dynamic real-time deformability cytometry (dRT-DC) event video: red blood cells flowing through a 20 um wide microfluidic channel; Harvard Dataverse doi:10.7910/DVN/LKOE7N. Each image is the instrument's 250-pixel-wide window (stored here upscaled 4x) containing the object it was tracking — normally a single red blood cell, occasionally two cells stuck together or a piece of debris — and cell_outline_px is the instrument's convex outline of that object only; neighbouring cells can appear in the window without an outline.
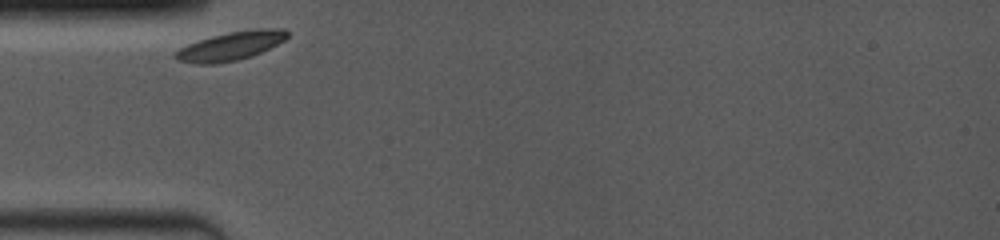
{"species": "common noctule bat (a hibernating species)", "species_latin": "Nyctalus noctula", "temperature_condition": "room temperature", "stored_images_in_passage": 20, "camera_frame_rate_fps": 4000, "um_per_image_px": 0.085, "animal": {"sex": "female", "body_mass_g": 19.0, "forearm_length_mm": 53.3}, "frame": {"image": 1, "passage_image": 1, "time_ms": 0.0, "image_size_px": [1000, 240], "cell_outline_px": [[288, 36], [284, 40], [252, 56], [236, 60], [216, 64], [196, 64], [176, 60], [172, 56], [180, 48], [188, 44], [212, 36], [228, 32], [256, 28], [284, 28], [288, 32]], "centroid_in_image_um": [19.6, 3.91], "position_along_channel_um": 65.4, "area_um2": 18.61}}
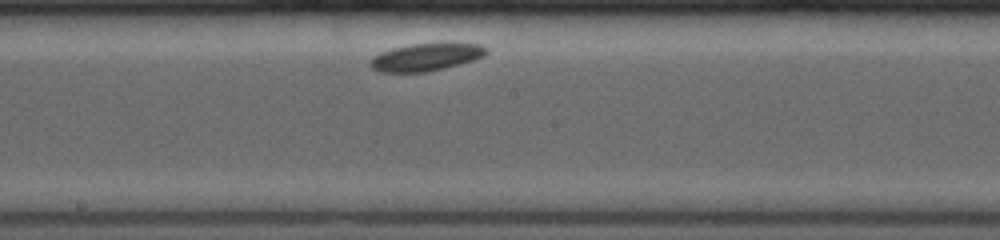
{"frame": {"image": 2, "passage_image": 12, "time_ms": 4.25, "image_size_px": [1000, 240], "cell_outline_px": [[488, 52], [484, 56], [472, 60], [444, 68], [428, 72], [380, 72], [372, 68], [368, 64], [380, 52], [392, 48], [412, 44], [480, 44], [488, 48]], "centroid_in_image_um": [36.2, 4.86], "position_along_channel_um": 212.0, "area_um2": 18.26}}
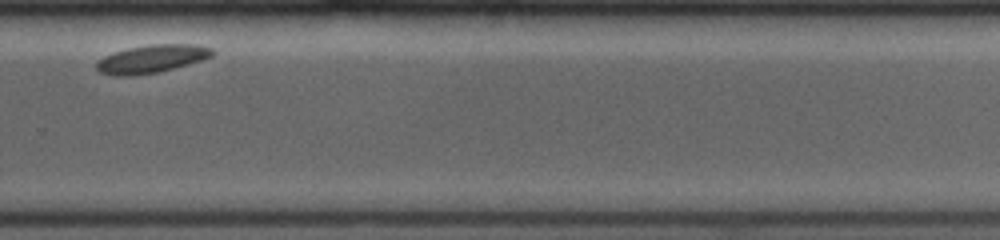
{"frame": {"image": 3, "passage_image": 20, "time_ms": 7.25, "image_size_px": [1000, 240], "cell_outline_px": [[216, 52], [212, 56], [188, 64], [160, 72], [132, 76], [116, 76], [100, 72], [96, 68], [96, 64], [104, 56], [128, 48], [152, 44], [196, 44], [212, 48]], "centroid_in_image_um": [12.92, 5.0], "position_along_channel_um": 316.9, "area_um2": 18.84}}